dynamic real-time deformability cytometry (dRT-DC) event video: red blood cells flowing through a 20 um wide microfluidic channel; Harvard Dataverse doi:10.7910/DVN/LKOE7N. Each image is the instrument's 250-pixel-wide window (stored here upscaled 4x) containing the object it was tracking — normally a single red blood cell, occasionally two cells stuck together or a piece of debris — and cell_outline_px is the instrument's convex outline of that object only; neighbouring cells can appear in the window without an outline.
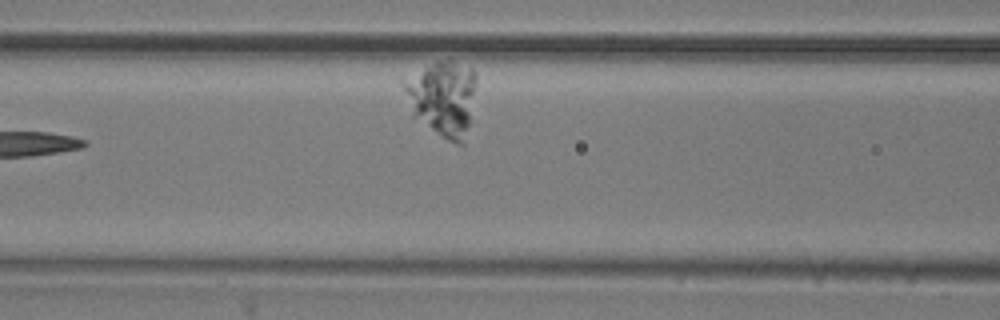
{"species": "common noctule bat (a hibernating species)", "species_latin": "Nyctalus noctula", "temperature_condition": "room temperature", "stored_images_in_passage": 10, "camera_frame_rate_fps": 3000, "um_per_image_px": 0.085, "animal": {"sex": "male", "body_mass_g": 20.5, "forearm_length_mm": 52.5}, "frame": {"image": 1, "passage_image": 6, "time_ms": 1.667, "image_size_px": [1000, 320], "cell_outline_px": [[476, 80], [468, 124], [464, 144], [456, 144], [448, 140], [412, 116], [400, 84], [400, 80], [436, 60], [472, 68], [476, 76]], "centroid_in_image_um": [37.54, 8.33], "position_along_channel_um": 129.1, "area_um2": 31.33}}
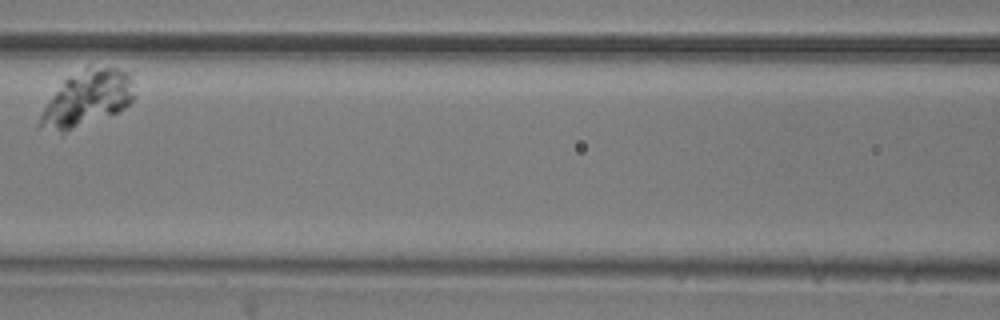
{"frame": {"image": 2, "passage_image": 7, "time_ms": 2.0, "image_size_px": [1000, 320], "cell_outline_px": [[136, 96], [124, 108], [116, 112], [60, 136], [36, 128], [36, 124], [44, 108], [52, 96], [64, 80], [72, 76], [104, 68], [116, 68], [132, 72]], "centroid_in_image_um": [7.39, 8.49], "position_along_channel_um": 159.2, "area_um2": 30.46}}